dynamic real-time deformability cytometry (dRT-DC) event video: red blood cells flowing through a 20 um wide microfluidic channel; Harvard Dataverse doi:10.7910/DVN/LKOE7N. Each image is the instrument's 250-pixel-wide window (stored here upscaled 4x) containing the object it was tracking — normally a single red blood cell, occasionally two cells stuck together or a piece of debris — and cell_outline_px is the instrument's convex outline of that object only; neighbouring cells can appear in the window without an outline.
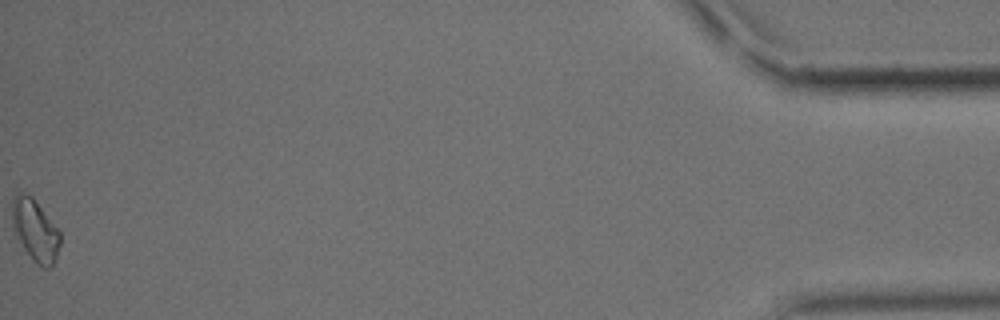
{"species": "common noctule bat (a hibernating species)", "species_latin": "Nyctalus noctula", "temperature_condition": "cold", "stored_images_in_passage": 58, "camera_frame_rate_fps": 3000, "um_per_image_px": 0.085, "animal": {"sex": "male", "body_mass_g": 15.6}, "frame": {"image": 1, "passage_image": 58, "time_ms": 19.0, "image_size_px": [1000, 320], "cell_outline_px": [[60, 244], [56, 256], [52, 264], [48, 268], [44, 268], [36, 264], [32, 260], [12, 232], [12, 200], [16, 192], [24, 192], [32, 196], [60, 232]], "centroid_in_image_um": [2.95, 19.56], "position_along_channel_um": 432.3, "area_um2": 17.4}, "authors_computed_cell_mechanics": {"area_um2": 15.5482, "velocity_mm_per_s": 3.5975, "shape_relaxation_time_tau1_ms": null, "shape_relaxation_time_tau2_ms": 9.37, "deformation_change_tau1": null, "deformation_change_tau2": 0.1693}}